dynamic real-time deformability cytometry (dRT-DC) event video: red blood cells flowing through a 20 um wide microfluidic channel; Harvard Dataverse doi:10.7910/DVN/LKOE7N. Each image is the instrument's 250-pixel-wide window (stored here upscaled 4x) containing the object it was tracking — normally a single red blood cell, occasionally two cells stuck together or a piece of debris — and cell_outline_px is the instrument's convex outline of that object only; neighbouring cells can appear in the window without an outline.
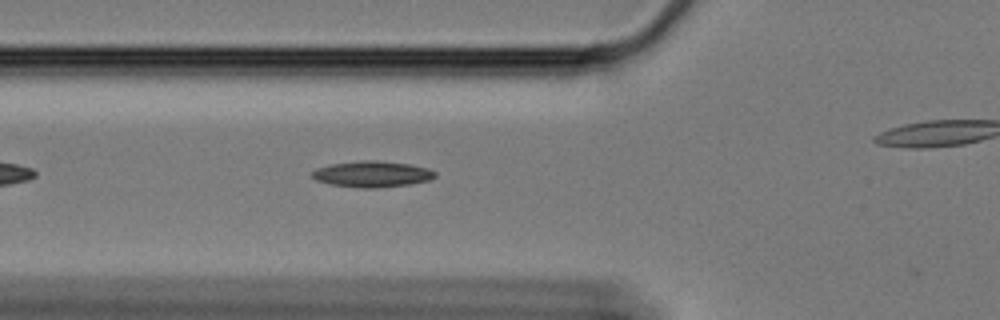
{"species": "Egyptian fruit bat (a non-hibernating species)", "species_latin": "Rousettus aegyptiacus", "temperature_condition": "cold", "stored_images_in_passage": 39, "camera_frame_rate_fps": 3000, "um_per_image_px": 0.085, "animal": {"sex": "female"}, "frame": {"image": 1, "passage_image": 8, "time_ms": 2.333, "image_size_px": [1000, 320], "cell_outline_px": [[436, 176], [432, 180], [408, 184], [376, 188], [360, 188], [328, 184], [316, 180], [312, 176], [312, 172], [316, 168], [332, 164], [360, 160], [376, 160], [412, 164], [428, 168], [436, 172]], "centroid_in_image_um": [31.65, 14.79], "position_along_channel_um": 94.1, "area_um2": 18.84}}
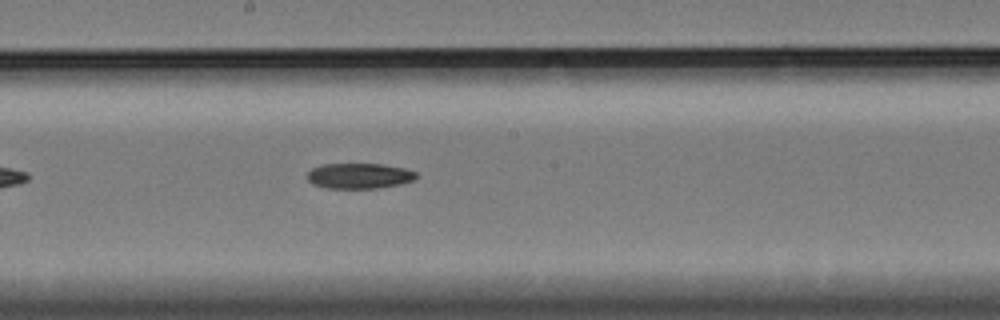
{"frame": {"image": 2, "passage_image": 19, "time_ms": 6.0, "image_size_px": [1000, 320], "cell_outline_px": [[416, 180], [400, 184], [376, 188], [328, 188], [312, 184], [304, 176], [312, 168], [320, 164], [384, 164], [404, 168], [416, 172]], "centroid_in_image_um": [30.5, 14.94], "position_along_channel_um": 217.7, "area_um2": 16.3}}
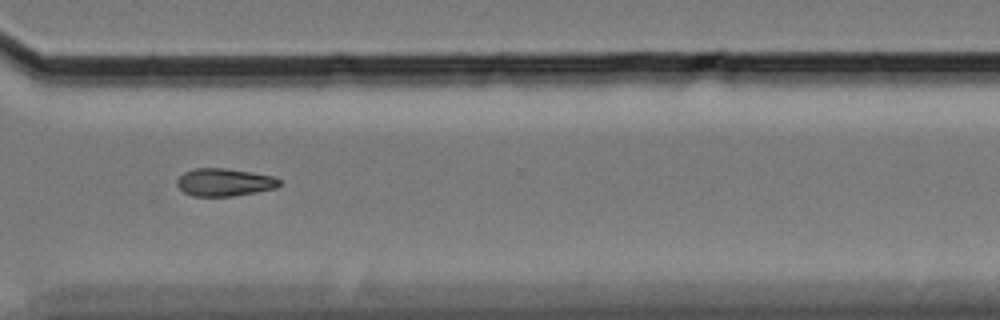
{"frame": {"image": 3, "passage_image": 31, "time_ms": 10.0, "image_size_px": [1000, 320], "cell_outline_px": [[280, 184], [276, 188], [256, 192], [232, 196], [192, 196], [184, 192], [176, 184], [176, 180], [184, 172], [196, 168], [224, 168], [252, 172], [272, 176], [280, 180]], "centroid_in_image_um": [19.06, 15.49], "position_along_channel_um": 351.5, "area_um2": 16.47}, "authors_computed_cell_mechanics": {"area_um2": 16.9354, "velocity_mm_per_s": 3.3479, "shape_relaxation_time_tau1_ms": 6.9371, "shape_relaxation_time_tau2_ms": null, "deformation_change_tau1": 0.1281, "deformation_change_tau2": null}}